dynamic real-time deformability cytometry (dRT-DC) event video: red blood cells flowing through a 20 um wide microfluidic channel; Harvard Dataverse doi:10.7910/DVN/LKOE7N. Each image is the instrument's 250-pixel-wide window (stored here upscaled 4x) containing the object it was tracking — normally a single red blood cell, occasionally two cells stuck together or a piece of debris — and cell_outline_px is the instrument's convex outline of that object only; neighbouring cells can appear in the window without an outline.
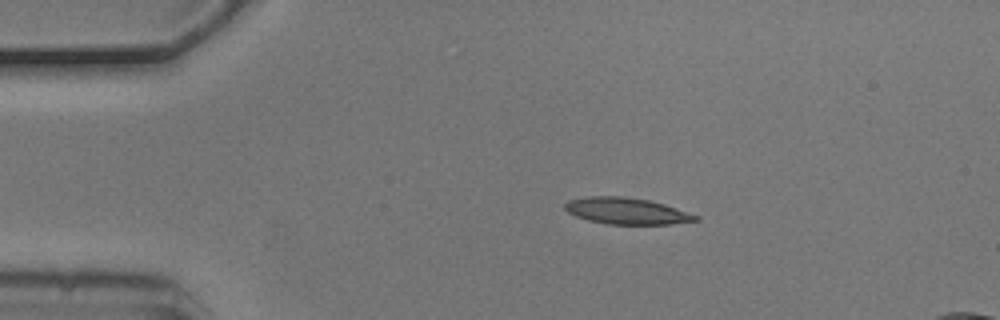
{"species": "common noctule bat (a hibernating species)", "species_latin": "Nyctalus noctula", "temperature_condition": "cold", "stored_images_in_passage": 5, "segment_of_instrument_passage": [1, 2], "camera_frame_rate_fps": 3000, "um_per_image_px": 0.085, "animal": {"sex": "male", "body_mass_g": 20.5, "forearm_length_mm": 52.5}, "frame": {"image": 1, "passage_image": 3, "time_ms": 0.667, "image_size_px": [1000, 320], "cell_outline_px": [[700, 220], [668, 224], [608, 224], [588, 220], [576, 216], [568, 212], [564, 208], [564, 204], [568, 200], [588, 196], [620, 196], [648, 200], [664, 204], [700, 216]], "centroid_in_image_um": [53.25, 17.93], "position_along_channel_um": 31.8, "area_um2": 20.06}}